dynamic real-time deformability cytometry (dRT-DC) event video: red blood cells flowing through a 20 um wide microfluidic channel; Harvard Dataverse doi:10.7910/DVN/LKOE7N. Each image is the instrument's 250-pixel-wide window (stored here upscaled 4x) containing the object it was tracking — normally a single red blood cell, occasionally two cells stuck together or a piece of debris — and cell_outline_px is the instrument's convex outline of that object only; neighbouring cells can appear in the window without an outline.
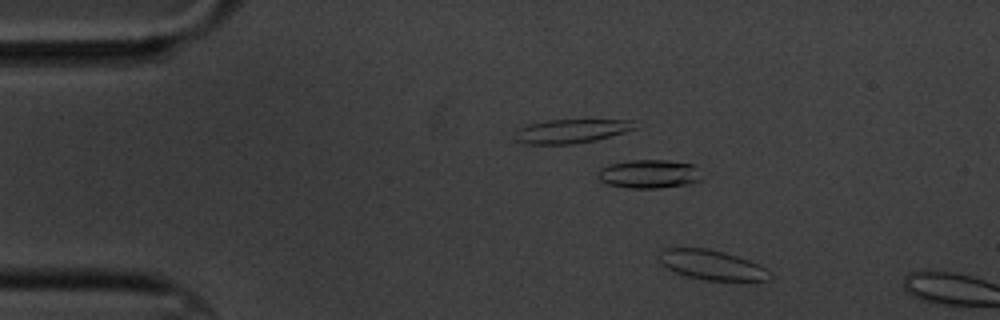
{"species": "common noctule bat (a hibernating species)", "species_latin": "Nyctalus noctula", "temperature_condition": "cold", "stored_images_in_passage": 4, "camera_frame_rate_fps": 3000, "um_per_image_px": 0.085, "animal": {"sex": "male", "body_mass_g": 20.1, "forearm_length_mm": 53.5}, "frame": {"image": 1, "passage_image": 3, "time_ms": 3.333, "image_size_px": [1000, 320], "cell_outline_px": [[772, 280], [704, 280], [688, 276], [676, 272], [668, 268], [660, 260], [660, 248], [708, 248], [724, 252], [748, 260], [772, 272]], "centroid_in_image_um": [60.52, 22.52], "position_along_channel_um": 24.5, "area_um2": 18.9}}